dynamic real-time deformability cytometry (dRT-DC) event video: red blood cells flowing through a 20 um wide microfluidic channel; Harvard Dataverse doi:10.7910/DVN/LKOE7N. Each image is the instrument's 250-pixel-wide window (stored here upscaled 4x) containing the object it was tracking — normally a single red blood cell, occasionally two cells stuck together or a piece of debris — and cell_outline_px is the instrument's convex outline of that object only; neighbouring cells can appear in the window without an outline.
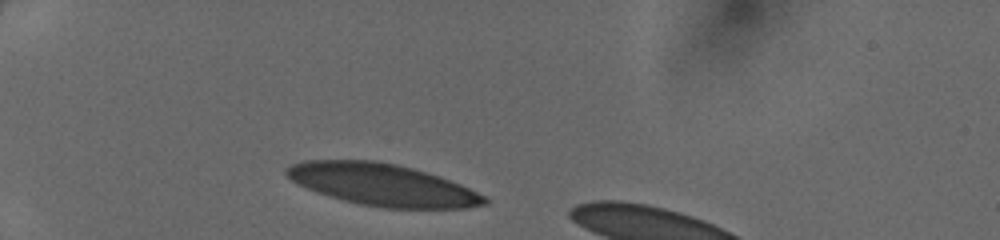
{"species": "human", "species_latin": "Homo sapiens", "temperature_condition": "cold", "stored_images_in_passage": 29, "camera_frame_rate_fps": 3000, "um_per_image_px": 0.085, "donor": {"sex": "female"}, "frame": {"image": 1, "passage_image": 1, "time_ms": 0.0, "image_size_px": [1000, 240], "cell_outline_px": [[488, 204], [464, 208], [384, 208], [360, 204], [344, 200], [308, 188], [292, 180], [284, 172], [284, 168], [292, 164], [304, 160], [376, 160], [396, 164], [412, 168], [440, 176], [460, 184], [484, 196], [488, 200]], "centroid_in_image_um": [32.52, 15.69], "position_along_channel_um": 52.5, "area_um2": 47.97}}
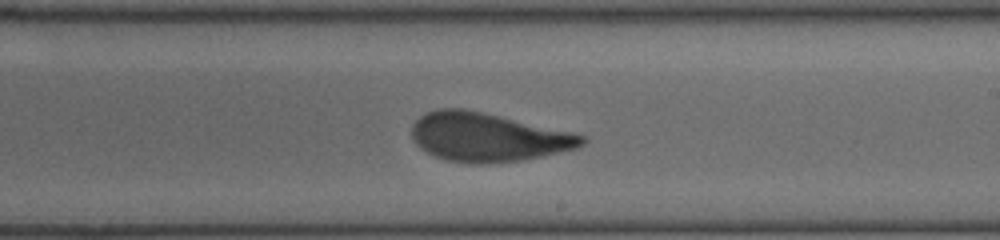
{"frame": {"image": 2, "passage_image": 17, "time_ms": 5.333, "image_size_px": [1000, 240], "cell_outline_px": [[588, 140], [584, 144], [576, 148], [540, 156], [520, 160], [484, 164], [472, 164], [448, 160], [436, 156], [420, 148], [416, 144], [412, 136], [412, 124], [420, 116], [428, 112], [440, 108], [464, 108], [572, 132], [584, 136]], "centroid_in_image_um": [41.44, 11.65], "position_along_channel_um": 247.6, "area_um2": 47.86}}
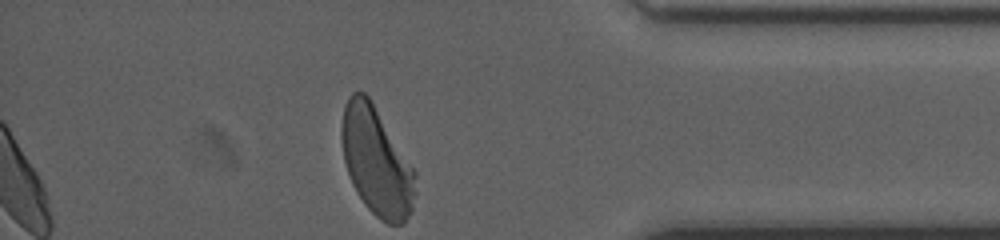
{"frame": {"image": 3, "passage_image": 29, "time_ms": 9.333, "image_size_px": [1000, 240], "cell_outline_px": [[416, 192], [412, 212], [404, 224], [388, 224], [380, 220], [364, 204], [356, 192], [352, 184], [344, 160], [340, 140], [340, 128], [344, 104], [348, 96], [352, 92], [364, 92], [372, 100], [416, 172]], "centroid_in_image_um": [32.0, 13.72], "position_along_channel_um": 403.2, "area_um2": 47.11}}